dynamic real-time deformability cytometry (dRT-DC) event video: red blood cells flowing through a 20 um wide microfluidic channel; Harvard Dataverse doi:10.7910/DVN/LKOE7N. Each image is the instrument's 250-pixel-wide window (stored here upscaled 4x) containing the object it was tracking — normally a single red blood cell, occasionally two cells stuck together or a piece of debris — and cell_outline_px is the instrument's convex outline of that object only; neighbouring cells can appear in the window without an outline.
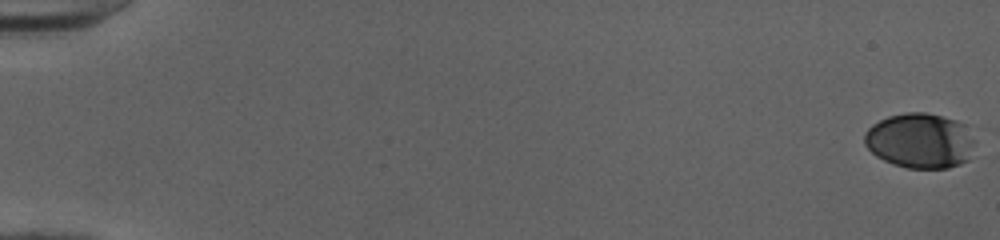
{"species": "human", "species_latin": "Homo sapiens", "temperature_condition": "cold", "stored_images_in_passage": 53, "camera_frame_rate_fps": 3000, "um_per_image_px": 0.085, "donor": {"sex": "female"}, "frame": {"image": 1, "passage_image": 1, "time_ms": 0.0, "image_size_px": [1000, 240], "cell_outline_px": [[976, 140], [968, 160], [960, 164], [948, 168], [908, 168], [892, 164], [876, 156], [864, 144], [864, 132], [872, 124], [888, 116], [904, 112], [924, 112], [956, 120], [964, 124]], "centroid_in_image_um": [78.2, 11.96], "position_along_channel_um": 6.8, "area_um2": 35.72}}
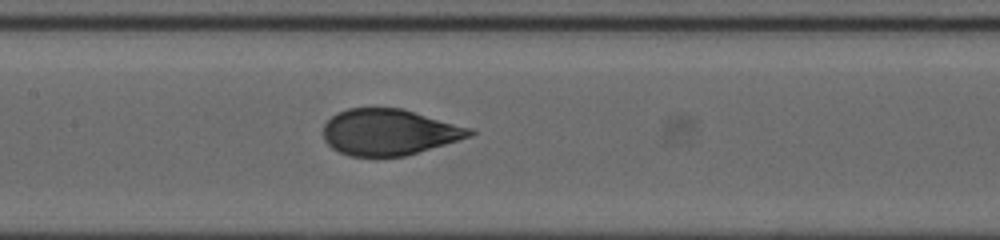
{"frame": {"image": 2, "passage_image": 28, "time_ms": 9.0, "image_size_px": [1000, 240], "cell_outline_px": [[476, 132], [472, 136], [404, 156], [348, 156], [332, 148], [324, 140], [324, 124], [336, 112], [348, 108], [400, 108], [472, 128]], "centroid_in_image_um": [33.06, 11.23], "position_along_channel_um": 174.3, "area_um2": 39.13}}
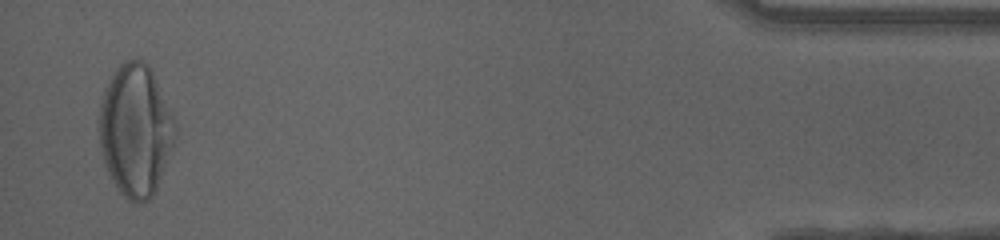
{"frame": {"image": 3, "passage_image": 52, "time_ms": 17.0, "image_size_px": [1000, 240], "cell_outline_px": [[176, 136], [156, 192], [148, 200], [140, 204], [132, 204], [120, 192], [112, 180], [104, 164], [100, 148], [100, 104], [104, 88], [108, 80], [116, 68], [124, 60], [140, 60], [152, 72], [176, 124]], "centroid_in_image_um": [11.5, 11.13], "position_along_channel_um": 423.7, "area_um2": 58.03}, "authors_computed_cell_mechanics": {"area_um2": 40.5756, "velocity_mm_per_s": 4.01, "shape_relaxation_time_tau1_ms": 4.5458, "shape_relaxation_time_tau2_ms": null, "deformation_change_tau1": 0.2028, "deformation_change_tau2": null}}